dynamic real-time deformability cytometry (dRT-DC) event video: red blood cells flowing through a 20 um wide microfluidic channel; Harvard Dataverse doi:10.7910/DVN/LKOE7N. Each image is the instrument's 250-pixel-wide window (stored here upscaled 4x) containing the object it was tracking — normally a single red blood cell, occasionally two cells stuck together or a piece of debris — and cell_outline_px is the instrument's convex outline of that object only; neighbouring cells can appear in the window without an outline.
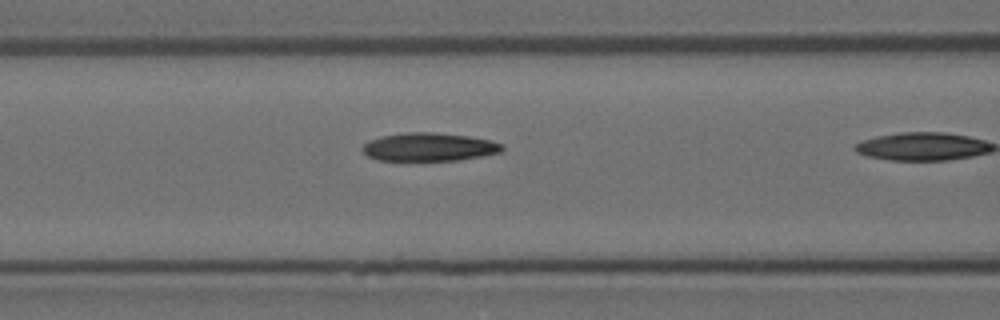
{"species": "Egyptian fruit bat (a non-hibernating species)", "species_latin": "Rousettus aegyptiacus", "temperature_condition": "room temperature", "stored_images_in_passage": 4, "camera_frame_rate_fps": 3000, "um_per_image_px": 0.085, "animal": {"sex": "female"}, "frame": {"image": 1, "passage_image": 3, "time_ms": 0.667, "image_size_px": [1000, 320], "cell_outline_px": [[504, 148], [500, 152], [480, 156], [456, 160], [376, 160], [368, 156], [360, 148], [368, 140], [384, 136], [408, 132], [432, 132], [468, 136], [488, 140], [504, 144]], "centroid_in_image_um": [36.45, 12.49], "position_along_channel_um": 130.2, "area_um2": 22.77}}